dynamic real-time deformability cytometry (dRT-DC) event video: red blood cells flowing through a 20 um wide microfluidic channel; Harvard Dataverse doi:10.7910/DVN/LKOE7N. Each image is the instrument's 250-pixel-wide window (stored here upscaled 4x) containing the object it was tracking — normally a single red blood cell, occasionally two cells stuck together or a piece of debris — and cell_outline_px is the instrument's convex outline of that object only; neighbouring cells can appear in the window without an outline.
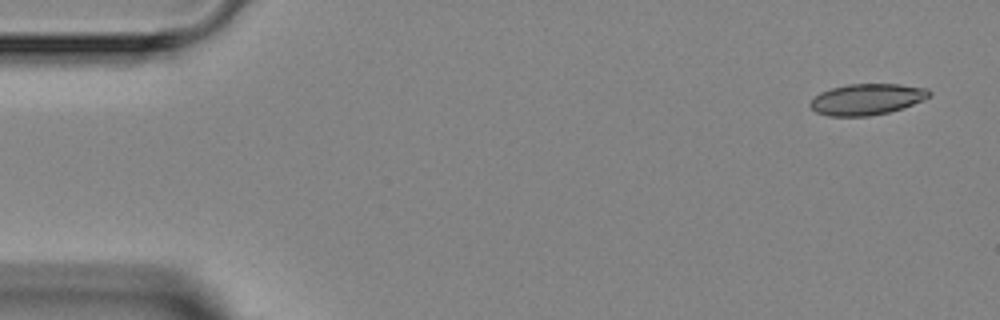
{"species": "Egyptian fruit bat (a non-hibernating species)", "species_latin": "Rousettus aegyptiacus", "temperature_condition": "room temperature", "stored_images_in_passage": 4, "camera_frame_rate_fps": 3000, "um_per_image_px": 0.085, "animal": {"sex": "female"}, "frame": {"image": 1, "passage_image": 1, "time_ms": 0.0, "image_size_px": [1000, 320], "cell_outline_px": [[932, 92], [924, 100], [904, 108], [888, 112], [868, 116], [828, 116], [816, 112], [808, 104], [820, 92], [832, 88], [848, 84], [900, 84], [928, 88]], "centroid_in_image_um": [73.71, 8.44], "position_along_channel_um": 11.3, "area_um2": 21.62}}
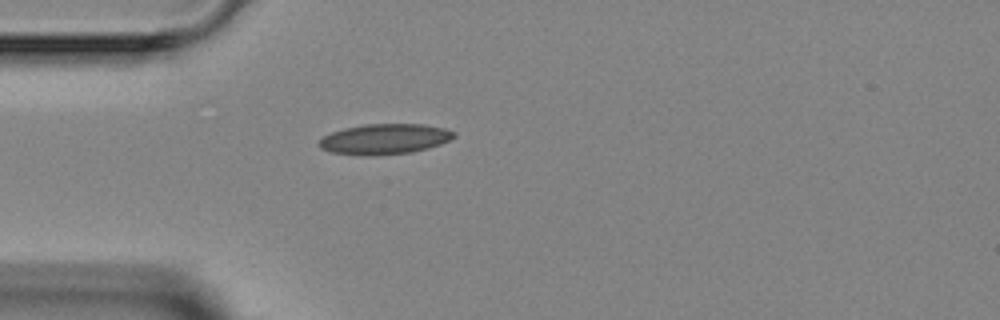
{"frame": {"image": 2, "passage_image": 4, "time_ms": 3.667, "image_size_px": [1000, 320], "cell_outline_px": [[456, 136], [440, 144], [428, 148], [412, 152], [368, 156], [332, 152], [320, 148], [316, 144], [324, 136], [332, 132], [344, 128], [364, 124], [424, 124], [444, 128], [456, 132]], "centroid_in_image_um": [32.69, 11.81], "position_along_channel_um": 52.3, "area_um2": 23.87}}